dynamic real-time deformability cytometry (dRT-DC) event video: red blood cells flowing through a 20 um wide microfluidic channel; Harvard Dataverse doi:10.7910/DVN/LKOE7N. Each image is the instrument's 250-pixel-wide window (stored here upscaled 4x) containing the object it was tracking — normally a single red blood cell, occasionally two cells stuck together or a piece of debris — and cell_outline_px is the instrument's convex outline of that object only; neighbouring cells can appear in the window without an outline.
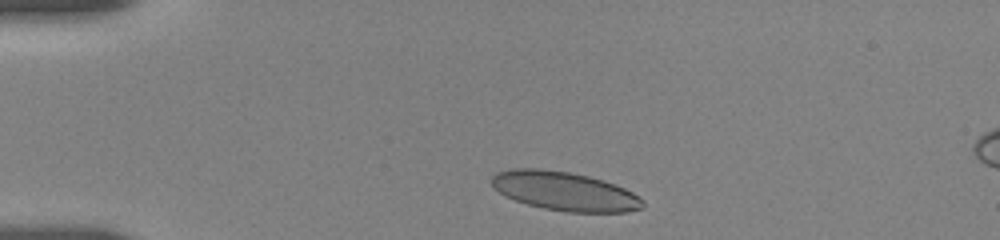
{"species": "human", "species_latin": "Homo sapiens", "temperature_condition": "room temperature", "stored_images_in_passage": 5, "camera_frame_rate_fps": 3000, "um_per_image_px": 0.085, "donor": {"sex": "female"}, "frame": {"image": 1, "passage_image": 2, "time_ms": 0.667, "image_size_px": [1000, 240], "cell_outline_px": [[644, 208], [628, 212], [568, 212], [544, 208], [528, 204], [516, 200], [500, 192], [492, 184], [492, 176], [496, 172], [512, 168], [540, 168], [568, 172], [588, 176], [604, 180], [624, 188], [640, 196], [644, 200]], "centroid_in_image_um": [48.04, 16.25], "position_along_channel_um": 37.0, "area_um2": 34.16}}
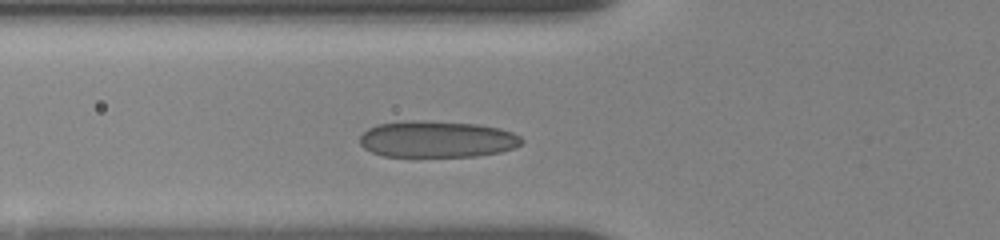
{"frame": {"image": 2, "passage_image": 5, "time_ms": 3.333, "image_size_px": [1000, 240], "cell_outline_px": [[524, 140], [520, 144], [512, 148], [500, 152], [476, 156], [384, 156], [372, 152], [364, 148], [360, 144], [360, 136], [368, 128], [376, 124], [408, 120], [424, 120], [476, 124], [500, 128], [512, 132], [520, 136]], "centroid_in_image_um": [37.12, 11.82], "position_along_channel_um": 88.7, "area_um2": 34.51}}